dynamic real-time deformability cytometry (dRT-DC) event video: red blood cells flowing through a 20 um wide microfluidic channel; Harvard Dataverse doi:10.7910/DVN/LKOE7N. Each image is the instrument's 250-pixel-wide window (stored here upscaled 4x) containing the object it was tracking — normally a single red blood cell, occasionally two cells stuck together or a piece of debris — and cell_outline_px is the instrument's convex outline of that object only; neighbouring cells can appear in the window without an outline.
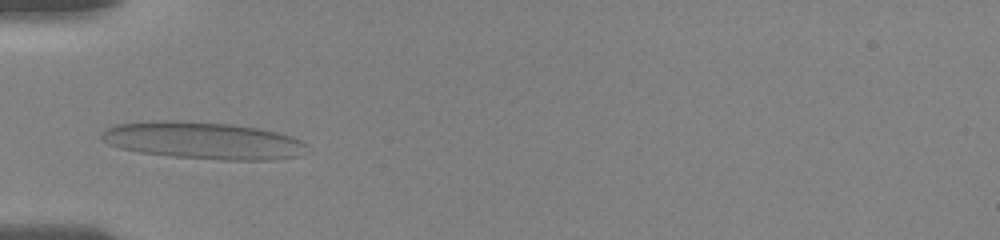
{"species": "human", "species_latin": "Homo sapiens", "temperature_condition": "room temperature", "stored_images_in_passage": 10, "camera_frame_rate_fps": 3000, "um_per_image_px": 0.085, "donor": {"sex": "female"}, "frame": {"image": 1, "passage_image": 6, "time_ms": 3.667, "image_size_px": [1000, 240], "cell_outline_px": [[304, 144], [300, 156], [272, 160], [220, 160], [172, 156], [140, 152], [120, 148], [108, 144], [100, 140], [100, 132], [104, 128], [116, 124], [152, 120], [176, 120], [228, 124], [260, 128], [292, 136], [300, 140]], "centroid_in_image_um": [17.17, 11.94], "position_along_channel_um": 67.8, "area_um2": 44.56}}
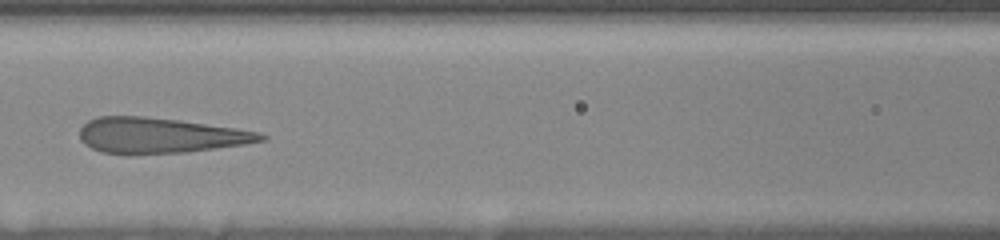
{"frame": {"image": 2, "passage_image": 9, "time_ms": 6.0, "image_size_px": [1000, 240], "cell_outline_px": [[268, 140], [244, 144], [216, 148], [184, 152], [100, 152], [84, 144], [80, 140], [80, 128], [88, 120], [96, 116], [144, 116], [176, 120], [236, 128], [260, 132], [268, 136]], "centroid_in_image_um": [13.61, 11.48], "position_along_channel_um": 153.0, "area_um2": 36.76}}